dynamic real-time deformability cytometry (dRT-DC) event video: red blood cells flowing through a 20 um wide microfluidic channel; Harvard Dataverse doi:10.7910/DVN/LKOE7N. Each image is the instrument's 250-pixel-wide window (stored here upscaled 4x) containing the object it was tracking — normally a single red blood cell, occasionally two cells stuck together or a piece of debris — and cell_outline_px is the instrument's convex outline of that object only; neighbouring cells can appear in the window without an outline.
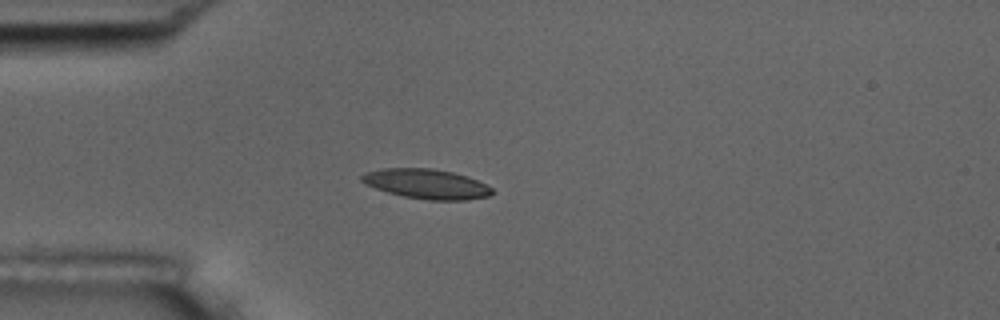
{"species": "common noctule bat (a hibernating species)", "species_latin": "Nyctalus noctula", "temperature_condition": "room temperature", "stored_images_in_passage": 2, "camera_frame_rate_fps": 3000, "um_per_image_px": 0.085, "animal": {"sex": "male", "body_mass_g": 17.5, "forearm_length_mm": 52.3}, "frame": {"image": 1, "passage_image": 1, "time_ms": 0.0, "image_size_px": [1000, 320], "cell_outline_px": [[496, 192], [488, 196], [464, 200], [428, 200], [404, 196], [388, 192], [364, 184], [360, 180], [360, 176], [364, 172], [380, 168], [432, 168], [452, 172], [468, 176], [492, 188]], "centroid_in_image_um": [36.22, 15.62], "position_along_channel_um": 48.8, "area_um2": 22.66}}